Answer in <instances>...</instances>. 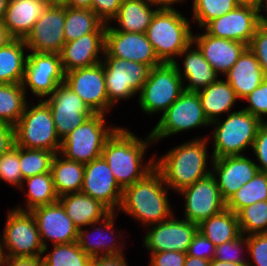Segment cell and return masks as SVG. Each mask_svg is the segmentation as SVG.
<instances>
[{
	"label": "cell",
	"mask_w": 267,
	"mask_h": 266,
	"mask_svg": "<svg viewBox=\"0 0 267 266\" xmlns=\"http://www.w3.org/2000/svg\"><path fill=\"white\" fill-rule=\"evenodd\" d=\"M267 200V173L258 171L249 182L245 183L226 202V209L237 213L245 206Z\"/></svg>",
	"instance_id": "obj_38"
},
{
	"label": "cell",
	"mask_w": 267,
	"mask_h": 266,
	"mask_svg": "<svg viewBox=\"0 0 267 266\" xmlns=\"http://www.w3.org/2000/svg\"><path fill=\"white\" fill-rule=\"evenodd\" d=\"M236 214L243 235L267 233V200L245 206Z\"/></svg>",
	"instance_id": "obj_40"
},
{
	"label": "cell",
	"mask_w": 267,
	"mask_h": 266,
	"mask_svg": "<svg viewBox=\"0 0 267 266\" xmlns=\"http://www.w3.org/2000/svg\"><path fill=\"white\" fill-rule=\"evenodd\" d=\"M104 57H117L156 67L162 62L145 33L115 31L107 24L105 33Z\"/></svg>",
	"instance_id": "obj_17"
},
{
	"label": "cell",
	"mask_w": 267,
	"mask_h": 266,
	"mask_svg": "<svg viewBox=\"0 0 267 266\" xmlns=\"http://www.w3.org/2000/svg\"><path fill=\"white\" fill-rule=\"evenodd\" d=\"M0 180L17 188H24L20 170V146L14 145L0 156Z\"/></svg>",
	"instance_id": "obj_43"
},
{
	"label": "cell",
	"mask_w": 267,
	"mask_h": 266,
	"mask_svg": "<svg viewBox=\"0 0 267 266\" xmlns=\"http://www.w3.org/2000/svg\"><path fill=\"white\" fill-rule=\"evenodd\" d=\"M15 145L14 126L0 122V156Z\"/></svg>",
	"instance_id": "obj_52"
},
{
	"label": "cell",
	"mask_w": 267,
	"mask_h": 266,
	"mask_svg": "<svg viewBox=\"0 0 267 266\" xmlns=\"http://www.w3.org/2000/svg\"><path fill=\"white\" fill-rule=\"evenodd\" d=\"M28 50L23 39H13L0 48V83L22 84Z\"/></svg>",
	"instance_id": "obj_33"
},
{
	"label": "cell",
	"mask_w": 267,
	"mask_h": 266,
	"mask_svg": "<svg viewBox=\"0 0 267 266\" xmlns=\"http://www.w3.org/2000/svg\"><path fill=\"white\" fill-rule=\"evenodd\" d=\"M155 7L162 9H172L175 3H180L183 0H148Z\"/></svg>",
	"instance_id": "obj_55"
},
{
	"label": "cell",
	"mask_w": 267,
	"mask_h": 266,
	"mask_svg": "<svg viewBox=\"0 0 267 266\" xmlns=\"http://www.w3.org/2000/svg\"><path fill=\"white\" fill-rule=\"evenodd\" d=\"M65 73L59 53L28 54L22 86L40 98L50 96L59 84L64 83ZM27 85V86H26Z\"/></svg>",
	"instance_id": "obj_12"
},
{
	"label": "cell",
	"mask_w": 267,
	"mask_h": 266,
	"mask_svg": "<svg viewBox=\"0 0 267 266\" xmlns=\"http://www.w3.org/2000/svg\"><path fill=\"white\" fill-rule=\"evenodd\" d=\"M148 0H123L117 16L113 19L119 24L115 31L146 33L152 18L159 8L153 10Z\"/></svg>",
	"instance_id": "obj_31"
},
{
	"label": "cell",
	"mask_w": 267,
	"mask_h": 266,
	"mask_svg": "<svg viewBox=\"0 0 267 266\" xmlns=\"http://www.w3.org/2000/svg\"><path fill=\"white\" fill-rule=\"evenodd\" d=\"M197 93L204 114L210 123L217 120L222 113L229 114L236 100H239L230 84L221 79Z\"/></svg>",
	"instance_id": "obj_30"
},
{
	"label": "cell",
	"mask_w": 267,
	"mask_h": 266,
	"mask_svg": "<svg viewBox=\"0 0 267 266\" xmlns=\"http://www.w3.org/2000/svg\"><path fill=\"white\" fill-rule=\"evenodd\" d=\"M238 99H244L266 78L255 54L247 47L224 75Z\"/></svg>",
	"instance_id": "obj_27"
},
{
	"label": "cell",
	"mask_w": 267,
	"mask_h": 266,
	"mask_svg": "<svg viewBox=\"0 0 267 266\" xmlns=\"http://www.w3.org/2000/svg\"><path fill=\"white\" fill-rule=\"evenodd\" d=\"M102 65L107 96L112 106L120 99L126 100L139 93L152 69L143 63L117 57H104Z\"/></svg>",
	"instance_id": "obj_9"
},
{
	"label": "cell",
	"mask_w": 267,
	"mask_h": 266,
	"mask_svg": "<svg viewBox=\"0 0 267 266\" xmlns=\"http://www.w3.org/2000/svg\"><path fill=\"white\" fill-rule=\"evenodd\" d=\"M221 118L211 122L215 125L212 135L213 154L211 158L243 155L246 148H252L259 127L263 120L241 109L229 113L221 122Z\"/></svg>",
	"instance_id": "obj_5"
},
{
	"label": "cell",
	"mask_w": 267,
	"mask_h": 266,
	"mask_svg": "<svg viewBox=\"0 0 267 266\" xmlns=\"http://www.w3.org/2000/svg\"><path fill=\"white\" fill-rule=\"evenodd\" d=\"M241 4H253L257 5V0H238Z\"/></svg>",
	"instance_id": "obj_64"
},
{
	"label": "cell",
	"mask_w": 267,
	"mask_h": 266,
	"mask_svg": "<svg viewBox=\"0 0 267 266\" xmlns=\"http://www.w3.org/2000/svg\"><path fill=\"white\" fill-rule=\"evenodd\" d=\"M247 249L253 262L247 260L248 266H267V233L247 236Z\"/></svg>",
	"instance_id": "obj_45"
},
{
	"label": "cell",
	"mask_w": 267,
	"mask_h": 266,
	"mask_svg": "<svg viewBox=\"0 0 267 266\" xmlns=\"http://www.w3.org/2000/svg\"><path fill=\"white\" fill-rule=\"evenodd\" d=\"M210 266H248V263H233V262L220 261L213 258L210 261Z\"/></svg>",
	"instance_id": "obj_60"
},
{
	"label": "cell",
	"mask_w": 267,
	"mask_h": 266,
	"mask_svg": "<svg viewBox=\"0 0 267 266\" xmlns=\"http://www.w3.org/2000/svg\"><path fill=\"white\" fill-rule=\"evenodd\" d=\"M123 0H92L91 10L105 23L109 24L117 16Z\"/></svg>",
	"instance_id": "obj_50"
},
{
	"label": "cell",
	"mask_w": 267,
	"mask_h": 266,
	"mask_svg": "<svg viewBox=\"0 0 267 266\" xmlns=\"http://www.w3.org/2000/svg\"><path fill=\"white\" fill-rule=\"evenodd\" d=\"M249 49L255 54L261 69L267 77V26L258 25Z\"/></svg>",
	"instance_id": "obj_47"
},
{
	"label": "cell",
	"mask_w": 267,
	"mask_h": 266,
	"mask_svg": "<svg viewBox=\"0 0 267 266\" xmlns=\"http://www.w3.org/2000/svg\"><path fill=\"white\" fill-rule=\"evenodd\" d=\"M104 53L105 33H89L65 42L60 53L64 73L102 62Z\"/></svg>",
	"instance_id": "obj_24"
},
{
	"label": "cell",
	"mask_w": 267,
	"mask_h": 266,
	"mask_svg": "<svg viewBox=\"0 0 267 266\" xmlns=\"http://www.w3.org/2000/svg\"><path fill=\"white\" fill-rule=\"evenodd\" d=\"M183 79L174 63L152 67L140 95L139 105L147 114L164 113L184 92Z\"/></svg>",
	"instance_id": "obj_8"
},
{
	"label": "cell",
	"mask_w": 267,
	"mask_h": 266,
	"mask_svg": "<svg viewBox=\"0 0 267 266\" xmlns=\"http://www.w3.org/2000/svg\"><path fill=\"white\" fill-rule=\"evenodd\" d=\"M106 114L94 113L61 140L59 154L67 160L89 163L101 157L104 143L117 129L107 127Z\"/></svg>",
	"instance_id": "obj_7"
},
{
	"label": "cell",
	"mask_w": 267,
	"mask_h": 266,
	"mask_svg": "<svg viewBox=\"0 0 267 266\" xmlns=\"http://www.w3.org/2000/svg\"><path fill=\"white\" fill-rule=\"evenodd\" d=\"M48 6H68L69 0H44Z\"/></svg>",
	"instance_id": "obj_61"
},
{
	"label": "cell",
	"mask_w": 267,
	"mask_h": 266,
	"mask_svg": "<svg viewBox=\"0 0 267 266\" xmlns=\"http://www.w3.org/2000/svg\"><path fill=\"white\" fill-rule=\"evenodd\" d=\"M64 84L75 92L93 113L106 114L113 106L107 96L102 62L65 73Z\"/></svg>",
	"instance_id": "obj_13"
},
{
	"label": "cell",
	"mask_w": 267,
	"mask_h": 266,
	"mask_svg": "<svg viewBox=\"0 0 267 266\" xmlns=\"http://www.w3.org/2000/svg\"><path fill=\"white\" fill-rule=\"evenodd\" d=\"M25 182L27 183L28 187V191L25 193L27 194V205L24 209L23 205L22 207L19 205L15 209L21 211H31L36 207L49 205L59 200V196L57 195L54 187L53 176L51 172L25 178L23 179L22 185Z\"/></svg>",
	"instance_id": "obj_36"
},
{
	"label": "cell",
	"mask_w": 267,
	"mask_h": 266,
	"mask_svg": "<svg viewBox=\"0 0 267 266\" xmlns=\"http://www.w3.org/2000/svg\"><path fill=\"white\" fill-rule=\"evenodd\" d=\"M145 34L162 63H174L193 42L189 21L174 8L158 9Z\"/></svg>",
	"instance_id": "obj_4"
},
{
	"label": "cell",
	"mask_w": 267,
	"mask_h": 266,
	"mask_svg": "<svg viewBox=\"0 0 267 266\" xmlns=\"http://www.w3.org/2000/svg\"><path fill=\"white\" fill-rule=\"evenodd\" d=\"M150 266H184L186 253L178 251H163L151 253Z\"/></svg>",
	"instance_id": "obj_51"
},
{
	"label": "cell",
	"mask_w": 267,
	"mask_h": 266,
	"mask_svg": "<svg viewBox=\"0 0 267 266\" xmlns=\"http://www.w3.org/2000/svg\"><path fill=\"white\" fill-rule=\"evenodd\" d=\"M44 101L50 108L60 140L94 114L83 100L64 83L59 84Z\"/></svg>",
	"instance_id": "obj_15"
},
{
	"label": "cell",
	"mask_w": 267,
	"mask_h": 266,
	"mask_svg": "<svg viewBox=\"0 0 267 266\" xmlns=\"http://www.w3.org/2000/svg\"><path fill=\"white\" fill-rule=\"evenodd\" d=\"M210 124L204 114L198 93L184 91L163 113L150 134L153 141L158 142L157 140L165 137Z\"/></svg>",
	"instance_id": "obj_11"
},
{
	"label": "cell",
	"mask_w": 267,
	"mask_h": 266,
	"mask_svg": "<svg viewBox=\"0 0 267 266\" xmlns=\"http://www.w3.org/2000/svg\"><path fill=\"white\" fill-rule=\"evenodd\" d=\"M43 266H89L91 257L77 242L53 244L52 252L42 256Z\"/></svg>",
	"instance_id": "obj_39"
},
{
	"label": "cell",
	"mask_w": 267,
	"mask_h": 266,
	"mask_svg": "<svg viewBox=\"0 0 267 266\" xmlns=\"http://www.w3.org/2000/svg\"><path fill=\"white\" fill-rule=\"evenodd\" d=\"M252 149L259 162L256 164L259 171L267 173V120L259 127Z\"/></svg>",
	"instance_id": "obj_49"
},
{
	"label": "cell",
	"mask_w": 267,
	"mask_h": 266,
	"mask_svg": "<svg viewBox=\"0 0 267 266\" xmlns=\"http://www.w3.org/2000/svg\"><path fill=\"white\" fill-rule=\"evenodd\" d=\"M124 254L116 256L92 257L89 266H128Z\"/></svg>",
	"instance_id": "obj_53"
},
{
	"label": "cell",
	"mask_w": 267,
	"mask_h": 266,
	"mask_svg": "<svg viewBox=\"0 0 267 266\" xmlns=\"http://www.w3.org/2000/svg\"><path fill=\"white\" fill-rule=\"evenodd\" d=\"M12 40L13 38L8 33V30L5 27L4 23L0 22V48L5 47Z\"/></svg>",
	"instance_id": "obj_56"
},
{
	"label": "cell",
	"mask_w": 267,
	"mask_h": 266,
	"mask_svg": "<svg viewBox=\"0 0 267 266\" xmlns=\"http://www.w3.org/2000/svg\"><path fill=\"white\" fill-rule=\"evenodd\" d=\"M257 8H258V20H259V24L260 25L267 26V17H265V15H262L261 14V12L263 11V9L265 11H267V0H259V2L257 4Z\"/></svg>",
	"instance_id": "obj_58"
},
{
	"label": "cell",
	"mask_w": 267,
	"mask_h": 266,
	"mask_svg": "<svg viewBox=\"0 0 267 266\" xmlns=\"http://www.w3.org/2000/svg\"><path fill=\"white\" fill-rule=\"evenodd\" d=\"M27 102L22 84L0 83V122L14 126L22 116Z\"/></svg>",
	"instance_id": "obj_37"
},
{
	"label": "cell",
	"mask_w": 267,
	"mask_h": 266,
	"mask_svg": "<svg viewBox=\"0 0 267 266\" xmlns=\"http://www.w3.org/2000/svg\"><path fill=\"white\" fill-rule=\"evenodd\" d=\"M35 218L45 253L47 240L53 244H68L77 242L78 228L68 217L62 204L55 203L39 206L30 211ZM47 239V240H46Z\"/></svg>",
	"instance_id": "obj_21"
},
{
	"label": "cell",
	"mask_w": 267,
	"mask_h": 266,
	"mask_svg": "<svg viewBox=\"0 0 267 266\" xmlns=\"http://www.w3.org/2000/svg\"><path fill=\"white\" fill-rule=\"evenodd\" d=\"M28 104L14 125L15 145L59 153L61 140L56 133L49 106L44 100L32 107Z\"/></svg>",
	"instance_id": "obj_6"
},
{
	"label": "cell",
	"mask_w": 267,
	"mask_h": 266,
	"mask_svg": "<svg viewBox=\"0 0 267 266\" xmlns=\"http://www.w3.org/2000/svg\"><path fill=\"white\" fill-rule=\"evenodd\" d=\"M2 244L9 257H42V245L37 223L30 211L9 210Z\"/></svg>",
	"instance_id": "obj_10"
},
{
	"label": "cell",
	"mask_w": 267,
	"mask_h": 266,
	"mask_svg": "<svg viewBox=\"0 0 267 266\" xmlns=\"http://www.w3.org/2000/svg\"><path fill=\"white\" fill-rule=\"evenodd\" d=\"M9 0H0V22L3 21Z\"/></svg>",
	"instance_id": "obj_62"
},
{
	"label": "cell",
	"mask_w": 267,
	"mask_h": 266,
	"mask_svg": "<svg viewBox=\"0 0 267 266\" xmlns=\"http://www.w3.org/2000/svg\"><path fill=\"white\" fill-rule=\"evenodd\" d=\"M6 255L4 252V247L2 244V239L0 238V266L3 265V262L5 261Z\"/></svg>",
	"instance_id": "obj_63"
},
{
	"label": "cell",
	"mask_w": 267,
	"mask_h": 266,
	"mask_svg": "<svg viewBox=\"0 0 267 266\" xmlns=\"http://www.w3.org/2000/svg\"><path fill=\"white\" fill-rule=\"evenodd\" d=\"M81 192L100 201L111 212H117L121 204L123 189L119 186L109 165L101 156L84 164Z\"/></svg>",
	"instance_id": "obj_20"
},
{
	"label": "cell",
	"mask_w": 267,
	"mask_h": 266,
	"mask_svg": "<svg viewBox=\"0 0 267 266\" xmlns=\"http://www.w3.org/2000/svg\"><path fill=\"white\" fill-rule=\"evenodd\" d=\"M54 152L20 147V170L23 179L51 172Z\"/></svg>",
	"instance_id": "obj_42"
},
{
	"label": "cell",
	"mask_w": 267,
	"mask_h": 266,
	"mask_svg": "<svg viewBox=\"0 0 267 266\" xmlns=\"http://www.w3.org/2000/svg\"><path fill=\"white\" fill-rule=\"evenodd\" d=\"M48 5L44 0H9L3 23L13 39H25Z\"/></svg>",
	"instance_id": "obj_25"
},
{
	"label": "cell",
	"mask_w": 267,
	"mask_h": 266,
	"mask_svg": "<svg viewBox=\"0 0 267 266\" xmlns=\"http://www.w3.org/2000/svg\"><path fill=\"white\" fill-rule=\"evenodd\" d=\"M167 190L170 189L162 175L154 168L143 179L123 189L119 209L147 227L158 224L174 215Z\"/></svg>",
	"instance_id": "obj_2"
},
{
	"label": "cell",
	"mask_w": 267,
	"mask_h": 266,
	"mask_svg": "<svg viewBox=\"0 0 267 266\" xmlns=\"http://www.w3.org/2000/svg\"><path fill=\"white\" fill-rule=\"evenodd\" d=\"M212 175L215 177L222 198H229L249 182L259 171L254 161L245 155L212 158ZM214 170V171H213Z\"/></svg>",
	"instance_id": "obj_22"
},
{
	"label": "cell",
	"mask_w": 267,
	"mask_h": 266,
	"mask_svg": "<svg viewBox=\"0 0 267 266\" xmlns=\"http://www.w3.org/2000/svg\"><path fill=\"white\" fill-rule=\"evenodd\" d=\"M2 266H43V260L42 257L6 256Z\"/></svg>",
	"instance_id": "obj_54"
},
{
	"label": "cell",
	"mask_w": 267,
	"mask_h": 266,
	"mask_svg": "<svg viewBox=\"0 0 267 266\" xmlns=\"http://www.w3.org/2000/svg\"><path fill=\"white\" fill-rule=\"evenodd\" d=\"M258 25L257 5L239 4L229 13L208 22L203 30L213 37L242 42L249 46Z\"/></svg>",
	"instance_id": "obj_16"
},
{
	"label": "cell",
	"mask_w": 267,
	"mask_h": 266,
	"mask_svg": "<svg viewBox=\"0 0 267 266\" xmlns=\"http://www.w3.org/2000/svg\"><path fill=\"white\" fill-rule=\"evenodd\" d=\"M178 193L185 198L184 219L197 225L226 209V201L222 198L212 173Z\"/></svg>",
	"instance_id": "obj_14"
},
{
	"label": "cell",
	"mask_w": 267,
	"mask_h": 266,
	"mask_svg": "<svg viewBox=\"0 0 267 266\" xmlns=\"http://www.w3.org/2000/svg\"><path fill=\"white\" fill-rule=\"evenodd\" d=\"M92 0H69L68 7L91 9Z\"/></svg>",
	"instance_id": "obj_59"
},
{
	"label": "cell",
	"mask_w": 267,
	"mask_h": 266,
	"mask_svg": "<svg viewBox=\"0 0 267 266\" xmlns=\"http://www.w3.org/2000/svg\"><path fill=\"white\" fill-rule=\"evenodd\" d=\"M193 46H195L194 49ZM180 56H184L183 72L177 61L174 64L177 66L180 77L184 79L183 83L186 80L188 82L186 86L184 85L185 91L198 92L219 79L218 73L211 67L193 42L179 54Z\"/></svg>",
	"instance_id": "obj_26"
},
{
	"label": "cell",
	"mask_w": 267,
	"mask_h": 266,
	"mask_svg": "<svg viewBox=\"0 0 267 266\" xmlns=\"http://www.w3.org/2000/svg\"><path fill=\"white\" fill-rule=\"evenodd\" d=\"M143 140L126 128L118 127L104 143L102 157L109 165L119 186L124 189L143 179L155 168L154 157L142 163L151 134Z\"/></svg>",
	"instance_id": "obj_1"
},
{
	"label": "cell",
	"mask_w": 267,
	"mask_h": 266,
	"mask_svg": "<svg viewBox=\"0 0 267 266\" xmlns=\"http://www.w3.org/2000/svg\"><path fill=\"white\" fill-rule=\"evenodd\" d=\"M105 24L91 9L65 6V42L80 38L89 33H106Z\"/></svg>",
	"instance_id": "obj_35"
},
{
	"label": "cell",
	"mask_w": 267,
	"mask_h": 266,
	"mask_svg": "<svg viewBox=\"0 0 267 266\" xmlns=\"http://www.w3.org/2000/svg\"><path fill=\"white\" fill-rule=\"evenodd\" d=\"M198 231L209 239L215 247L242 235L237 214L228 209L203 220L198 225Z\"/></svg>",
	"instance_id": "obj_34"
},
{
	"label": "cell",
	"mask_w": 267,
	"mask_h": 266,
	"mask_svg": "<svg viewBox=\"0 0 267 266\" xmlns=\"http://www.w3.org/2000/svg\"><path fill=\"white\" fill-rule=\"evenodd\" d=\"M208 140V138H195L155 159V168L169 189L179 192L211 173L212 170L207 168Z\"/></svg>",
	"instance_id": "obj_3"
},
{
	"label": "cell",
	"mask_w": 267,
	"mask_h": 266,
	"mask_svg": "<svg viewBox=\"0 0 267 266\" xmlns=\"http://www.w3.org/2000/svg\"><path fill=\"white\" fill-rule=\"evenodd\" d=\"M239 4L238 0H193L192 21H197L202 29L208 22L229 13Z\"/></svg>",
	"instance_id": "obj_41"
},
{
	"label": "cell",
	"mask_w": 267,
	"mask_h": 266,
	"mask_svg": "<svg viewBox=\"0 0 267 266\" xmlns=\"http://www.w3.org/2000/svg\"><path fill=\"white\" fill-rule=\"evenodd\" d=\"M247 246V236L242 234L237 239L215 247L214 259L233 263H247L243 259L244 257H240L241 252L244 250L242 247L247 248Z\"/></svg>",
	"instance_id": "obj_44"
},
{
	"label": "cell",
	"mask_w": 267,
	"mask_h": 266,
	"mask_svg": "<svg viewBox=\"0 0 267 266\" xmlns=\"http://www.w3.org/2000/svg\"><path fill=\"white\" fill-rule=\"evenodd\" d=\"M58 201L78 229L95 226L111 213L100 201L83 192L62 195Z\"/></svg>",
	"instance_id": "obj_28"
},
{
	"label": "cell",
	"mask_w": 267,
	"mask_h": 266,
	"mask_svg": "<svg viewBox=\"0 0 267 266\" xmlns=\"http://www.w3.org/2000/svg\"><path fill=\"white\" fill-rule=\"evenodd\" d=\"M243 100L249 103V106L243 110L264 121L263 116L267 115V77Z\"/></svg>",
	"instance_id": "obj_46"
},
{
	"label": "cell",
	"mask_w": 267,
	"mask_h": 266,
	"mask_svg": "<svg viewBox=\"0 0 267 266\" xmlns=\"http://www.w3.org/2000/svg\"><path fill=\"white\" fill-rule=\"evenodd\" d=\"M65 7L48 6L24 39L29 51L61 53L65 44Z\"/></svg>",
	"instance_id": "obj_19"
},
{
	"label": "cell",
	"mask_w": 267,
	"mask_h": 266,
	"mask_svg": "<svg viewBox=\"0 0 267 266\" xmlns=\"http://www.w3.org/2000/svg\"><path fill=\"white\" fill-rule=\"evenodd\" d=\"M153 224L144 236L143 244L151 253L178 251L186 253L198 225L186 219L173 218Z\"/></svg>",
	"instance_id": "obj_18"
},
{
	"label": "cell",
	"mask_w": 267,
	"mask_h": 266,
	"mask_svg": "<svg viewBox=\"0 0 267 266\" xmlns=\"http://www.w3.org/2000/svg\"><path fill=\"white\" fill-rule=\"evenodd\" d=\"M186 255L211 261L215 255V245L200 231H197L192 238Z\"/></svg>",
	"instance_id": "obj_48"
},
{
	"label": "cell",
	"mask_w": 267,
	"mask_h": 266,
	"mask_svg": "<svg viewBox=\"0 0 267 266\" xmlns=\"http://www.w3.org/2000/svg\"><path fill=\"white\" fill-rule=\"evenodd\" d=\"M117 215V212H111L107 217H105L103 220L99 221L97 225L101 226H96L94 227L93 230L98 231V236L100 239L96 238V241L94 240L93 242L90 241V236L91 234L88 232V230L85 229H78V238H77V243L79 247L91 258L92 257H101V256H116V255H121L123 254V247L121 245L122 242L114 240L115 237H110V235H113L114 232V219L115 216ZM101 227V228H100ZM103 233H102V232ZM104 231H108V235L104 234ZM97 234V232H96ZM90 235V236H89ZM105 236V237H104ZM95 237V236H94ZM89 238V239H88ZM114 238V239H112ZM109 239V240H108ZM110 239H112L110 241ZM110 242L108 244V242ZM116 245V246H115Z\"/></svg>",
	"instance_id": "obj_29"
},
{
	"label": "cell",
	"mask_w": 267,
	"mask_h": 266,
	"mask_svg": "<svg viewBox=\"0 0 267 266\" xmlns=\"http://www.w3.org/2000/svg\"><path fill=\"white\" fill-rule=\"evenodd\" d=\"M51 173L54 187L59 197L65 194L81 192L84 177L83 163L67 160L56 153L52 160Z\"/></svg>",
	"instance_id": "obj_32"
},
{
	"label": "cell",
	"mask_w": 267,
	"mask_h": 266,
	"mask_svg": "<svg viewBox=\"0 0 267 266\" xmlns=\"http://www.w3.org/2000/svg\"><path fill=\"white\" fill-rule=\"evenodd\" d=\"M184 266H210V261L187 255Z\"/></svg>",
	"instance_id": "obj_57"
},
{
	"label": "cell",
	"mask_w": 267,
	"mask_h": 266,
	"mask_svg": "<svg viewBox=\"0 0 267 266\" xmlns=\"http://www.w3.org/2000/svg\"><path fill=\"white\" fill-rule=\"evenodd\" d=\"M193 44L199 48L219 76L221 74L223 77L248 47L242 42L213 37L206 32L199 35L193 34Z\"/></svg>",
	"instance_id": "obj_23"
}]
</instances>
